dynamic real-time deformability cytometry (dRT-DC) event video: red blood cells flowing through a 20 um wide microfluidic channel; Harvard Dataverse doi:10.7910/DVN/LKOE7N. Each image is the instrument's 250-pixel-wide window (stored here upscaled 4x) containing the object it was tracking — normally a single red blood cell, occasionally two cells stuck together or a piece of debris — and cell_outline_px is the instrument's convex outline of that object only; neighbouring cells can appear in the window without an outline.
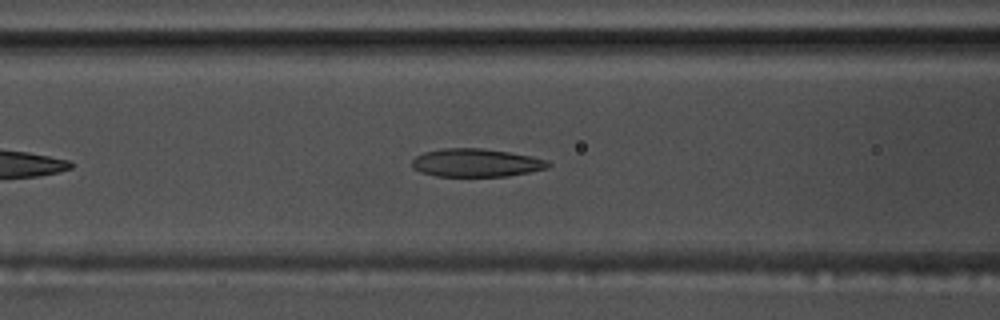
{"species": "common noctule bat (a hibernating species)", "species_latin": "Nyctalus noctula", "temperature_condition": "warm", "stored_images_in_passage": 43, "camera_frame_rate_fps": 3000, "um_per_image_px": 0.085, "animal": {"sex": "male", "body_mass_g": 17.5, "forearm_length_mm": 52.3}, "frame": {"image": 1, "passage_image": 10, "time_ms": 3.0, "image_size_px": [1000, 320], "cell_outline_px": [[552, 164], [548, 168], [508, 176], [436, 176], [420, 172], [412, 168], [412, 160], [416, 156], [424, 152], [444, 148], [480, 148], [508, 152], [532, 156], [548, 160]], "centroid_in_image_um": [40.47, 13.84], "position_along_channel_um": 126.1, "area_um2": 22.37}}
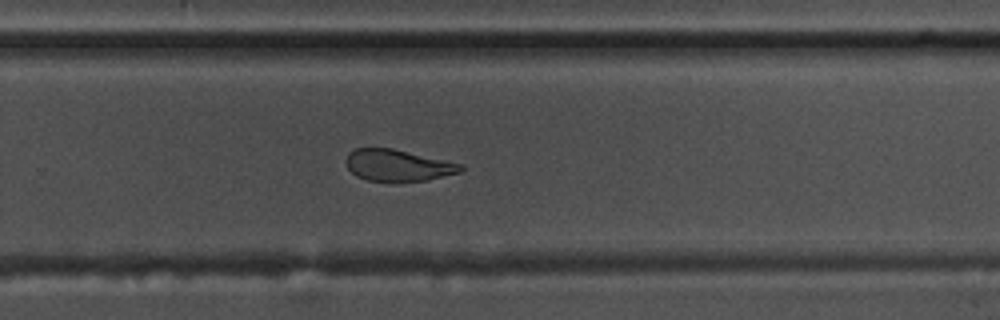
{"frame": {"image": 2, "passage_image": 24, "time_ms": 7.667, "image_size_px": [1000, 320], "cell_outline_px": [[464, 168], [460, 172], [428, 180], [368, 180], [356, 176], [348, 168], [344, 160], [348, 152], [356, 148], [392, 148], [464, 164]], "centroid_in_image_um": [33.81, 14.03], "position_along_channel_um": 296.0, "area_um2": 20.92}}
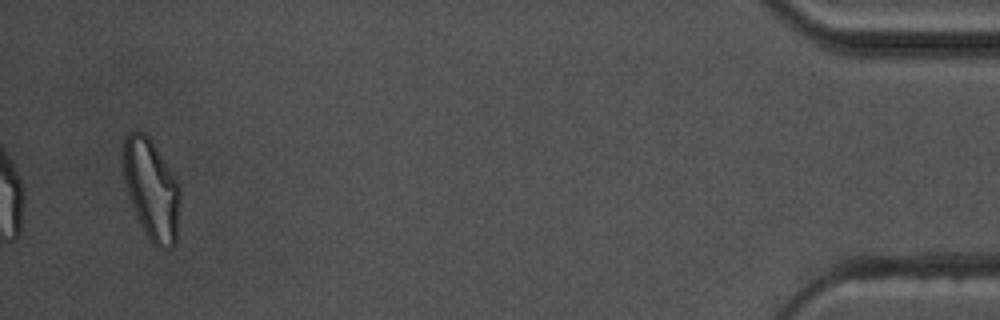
{"frame": {"image": 3, "passage_image": 41, "time_ms": 13.333, "image_size_px": [1000, 320], "cell_outline_px": [[180, 192], [176, 244], [168, 252], [156, 248], [152, 244], [144, 232], [140, 224], [128, 196], [124, 180], [124, 136], [128, 132], [144, 132], [152, 140], [180, 184]], "centroid_in_image_um": [12.9, 16.16], "position_along_channel_um": 422.3, "area_um2": 33.64}, "authors_computed_cell_mechanics": {"area_um2": 23.12, "velocity_mm_per_s": 3.6536, "shape_relaxation_time_tau1_ms": 4.8801, "shape_relaxation_time_tau2_ms": 2.1852, "deformation_change_tau1": 0.1773, "deformation_change_tau2": 0.0801}}